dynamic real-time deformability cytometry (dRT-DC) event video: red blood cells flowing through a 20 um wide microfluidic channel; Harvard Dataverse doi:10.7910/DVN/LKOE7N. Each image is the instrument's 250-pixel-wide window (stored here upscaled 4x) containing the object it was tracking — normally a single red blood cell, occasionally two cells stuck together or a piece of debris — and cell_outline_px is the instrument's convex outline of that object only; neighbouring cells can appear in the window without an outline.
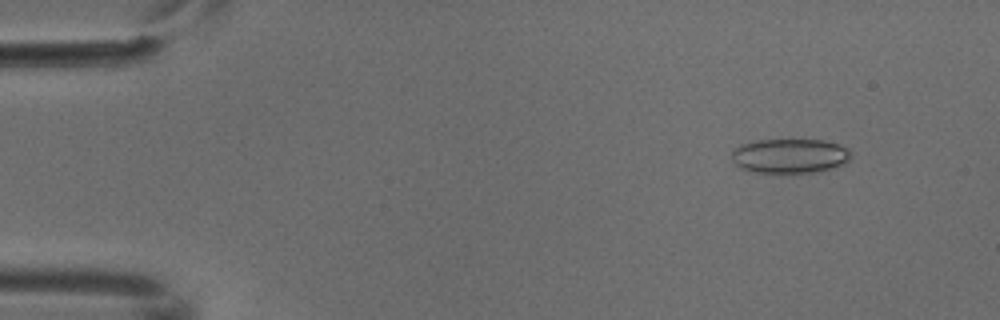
{"species": "common noctule bat (a hibernating species)", "species_latin": "Nyctalus noctula", "temperature_condition": "cold", "stored_images_in_passage": 5, "camera_frame_rate_fps": 3000, "um_per_image_px": 0.085, "animal": {"sex": "male", "body_mass_g": 18.8}, "frame": {"image": 1, "passage_image": 1, "time_ms": 0.0, "image_size_px": [1000, 320], "cell_outline_px": [[852, 156], [848, 160], [832, 168], [820, 172], [752, 172], [740, 168], [732, 160], [732, 152], [740, 144], [756, 140], [820, 140], [836, 144], [848, 148]], "centroid_in_image_um": [67.11, 13.25], "position_along_channel_um": 17.9, "area_um2": 23.81}}
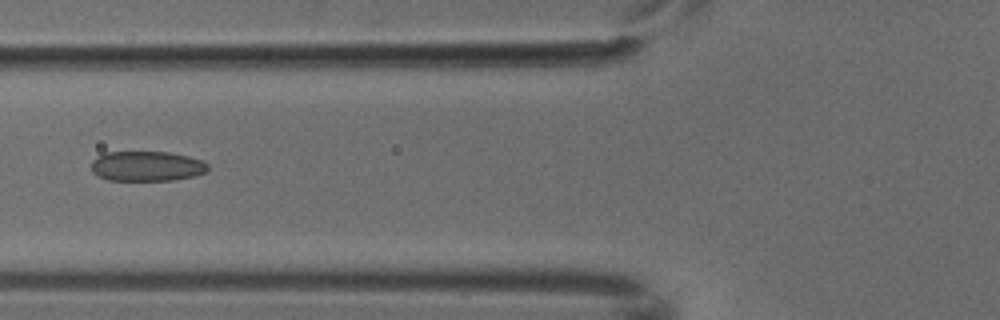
{"frame": {"image": 2, "passage_image": 5, "time_ms": 1.333, "image_size_px": [1000, 320], "cell_outline_px": [[208, 168], [204, 172], [192, 176], [172, 180], [108, 180], [96, 176], [92, 172], [92, 160], [104, 152], [168, 152], [188, 156], [200, 160], [208, 164]], "centroid_in_image_um": [12.42, 14.12], "position_along_channel_um": 113.4, "area_um2": 20.29}}